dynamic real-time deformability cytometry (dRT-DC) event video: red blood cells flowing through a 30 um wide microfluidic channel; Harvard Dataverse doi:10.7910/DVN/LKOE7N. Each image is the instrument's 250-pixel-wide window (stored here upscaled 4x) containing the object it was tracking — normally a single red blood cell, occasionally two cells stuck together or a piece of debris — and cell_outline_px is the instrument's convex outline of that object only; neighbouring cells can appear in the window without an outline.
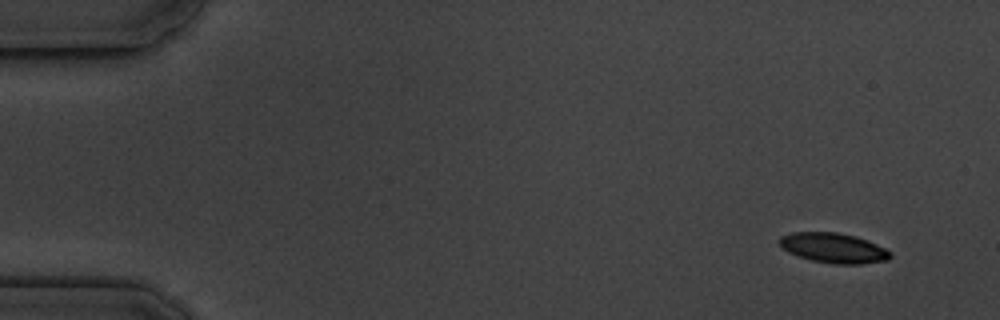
{"species": "common noctule bat (a hibernating species)", "species_latin": "Nyctalus noctula", "temperature_condition": "cold", "stored_images_in_passage": 4, "camera_frame_rate_fps": 3000, "um_per_image_px": 0.085, "animal": {"sex": "male", "body_mass_g": 19.5, "forearm_length_mm": 54.6}, "frame": {"image": 1, "passage_image": 1, "time_ms": 0.0, "image_size_px": [1000, 320], "cell_outline_px": [[892, 256], [888, 260], [860, 264], [832, 264], [812, 260], [788, 252], [776, 240], [780, 236], [792, 232], [836, 232], [856, 236], [868, 240], [892, 252]], "centroid_in_image_um": [70.85, 21.07], "position_along_channel_um": 14.1, "area_um2": 19.42}}
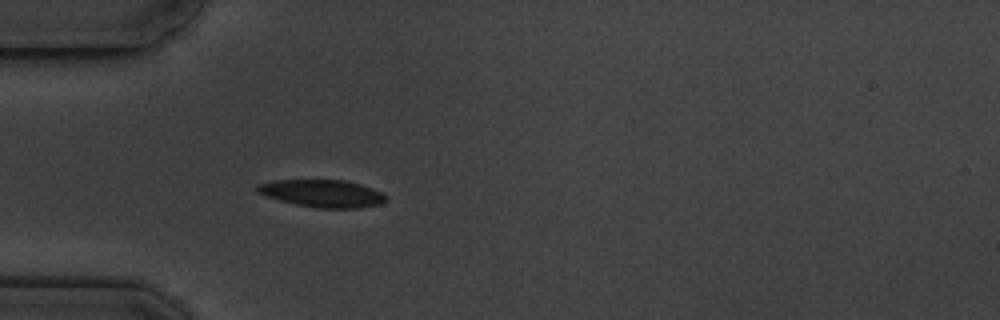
{"frame": {"image": 2, "passage_image": 4, "time_ms": 4.333, "image_size_px": [1000, 320], "cell_outline_px": [[388, 200], [380, 204], [360, 208], [316, 208], [296, 204], [280, 200], [256, 192], [256, 188], [260, 184], [276, 180], [344, 180], [360, 184], [384, 192], [388, 196]], "centroid_in_image_um": [27.48, 16.45], "position_along_channel_um": 57.5, "area_um2": 20.58}}